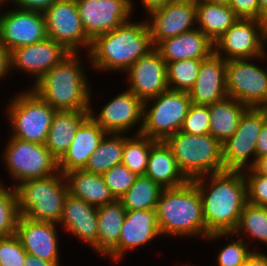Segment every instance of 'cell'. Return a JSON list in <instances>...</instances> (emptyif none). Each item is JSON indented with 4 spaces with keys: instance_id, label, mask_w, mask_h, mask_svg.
Masks as SVG:
<instances>
[{
    "instance_id": "cell-21",
    "label": "cell",
    "mask_w": 267,
    "mask_h": 266,
    "mask_svg": "<svg viewBox=\"0 0 267 266\" xmlns=\"http://www.w3.org/2000/svg\"><path fill=\"white\" fill-rule=\"evenodd\" d=\"M59 228L56 223L35 221L20 215L15 234L27 254L61 266L58 232L62 230Z\"/></svg>"
},
{
    "instance_id": "cell-44",
    "label": "cell",
    "mask_w": 267,
    "mask_h": 266,
    "mask_svg": "<svg viewBox=\"0 0 267 266\" xmlns=\"http://www.w3.org/2000/svg\"><path fill=\"white\" fill-rule=\"evenodd\" d=\"M56 0H6V8L12 6L21 10L44 12ZM9 4V5H8Z\"/></svg>"
},
{
    "instance_id": "cell-43",
    "label": "cell",
    "mask_w": 267,
    "mask_h": 266,
    "mask_svg": "<svg viewBox=\"0 0 267 266\" xmlns=\"http://www.w3.org/2000/svg\"><path fill=\"white\" fill-rule=\"evenodd\" d=\"M229 6L238 18L256 19L267 22V18L260 11L258 0H231Z\"/></svg>"
},
{
    "instance_id": "cell-40",
    "label": "cell",
    "mask_w": 267,
    "mask_h": 266,
    "mask_svg": "<svg viewBox=\"0 0 267 266\" xmlns=\"http://www.w3.org/2000/svg\"><path fill=\"white\" fill-rule=\"evenodd\" d=\"M209 128V105L191 104L180 131L190 135H203L209 134Z\"/></svg>"
},
{
    "instance_id": "cell-15",
    "label": "cell",
    "mask_w": 267,
    "mask_h": 266,
    "mask_svg": "<svg viewBox=\"0 0 267 266\" xmlns=\"http://www.w3.org/2000/svg\"><path fill=\"white\" fill-rule=\"evenodd\" d=\"M0 14V43L10 52L48 38L43 12L9 6Z\"/></svg>"
},
{
    "instance_id": "cell-39",
    "label": "cell",
    "mask_w": 267,
    "mask_h": 266,
    "mask_svg": "<svg viewBox=\"0 0 267 266\" xmlns=\"http://www.w3.org/2000/svg\"><path fill=\"white\" fill-rule=\"evenodd\" d=\"M106 185L115 199H120L134 184L137 175L125 165L119 164L102 174Z\"/></svg>"
},
{
    "instance_id": "cell-24",
    "label": "cell",
    "mask_w": 267,
    "mask_h": 266,
    "mask_svg": "<svg viewBox=\"0 0 267 266\" xmlns=\"http://www.w3.org/2000/svg\"><path fill=\"white\" fill-rule=\"evenodd\" d=\"M106 133L89 117L77 129L71 145L58 160L59 171L65 174L73 170H83Z\"/></svg>"
},
{
    "instance_id": "cell-37",
    "label": "cell",
    "mask_w": 267,
    "mask_h": 266,
    "mask_svg": "<svg viewBox=\"0 0 267 266\" xmlns=\"http://www.w3.org/2000/svg\"><path fill=\"white\" fill-rule=\"evenodd\" d=\"M202 60L204 59H183L167 63L169 89L188 92L198 77Z\"/></svg>"
},
{
    "instance_id": "cell-34",
    "label": "cell",
    "mask_w": 267,
    "mask_h": 266,
    "mask_svg": "<svg viewBox=\"0 0 267 266\" xmlns=\"http://www.w3.org/2000/svg\"><path fill=\"white\" fill-rule=\"evenodd\" d=\"M162 189L150 177L140 175L119 200L126 211L156 209Z\"/></svg>"
},
{
    "instance_id": "cell-20",
    "label": "cell",
    "mask_w": 267,
    "mask_h": 266,
    "mask_svg": "<svg viewBox=\"0 0 267 266\" xmlns=\"http://www.w3.org/2000/svg\"><path fill=\"white\" fill-rule=\"evenodd\" d=\"M154 47L162 40L197 28L196 0H175L147 15Z\"/></svg>"
},
{
    "instance_id": "cell-27",
    "label": "cell",
    "mask_w": 267,
    "mask_h": 266,
    "mask_svg": "<svg viewBox=\"0 0 267 266\" xmlns=\"http://www.w3.org/2000/svg\"><path fill=\"white\" fill-rule=\"evenodd\" d=\"M89 117V110H62L55 112L45 146L57 160L65 154L73 141L77 129Z\"/></svg>"
},
{
    "instance_id": "cell-8",
    "label": "cell",
    "mask_w": 267,
    "mask_h": 266,
    "mask_svg": "<svg viewBox=\"0 0 267 266\" xmlns=\"http://www.w3.org/2000/svg\"><path fill=\"white\" fill-rule=\"evenodd\" d=\"M5 148L0 155L7 169L12 187L37 178H44L59 172L58 160L45 144L24 141L8 136Z\"/></svg>"
},
{
    "instance_id": "cell-31",
    "label": "cell",
    "mask_w": 267,
    "mask_h": 266,
    "mask_svg": "<svg viewBox=\"0 0 267 266\" xmlns=\"http://www.w3.org/2000/svg\"><path fill=\"white\" fill-rule=\"evenodd\" d=\"M239 18L229 5L196 1V26L213 43Z\"/></svg>"
},
{
    "instance_id": "cell-33",
    "label": "cell",
    "mask_w": 267,
    "mask_h": 266,
    "mask_svg": "<svg viewBox=\"0 0 267 266\" xmlns=\"http://www.w3.org/2000/svg\"><path fill=\"white\" fill-rule=\"evenodd\" d=\"M123 149L124 133H106L83 170L95 174L107 172L122 164Z\"/></svg>"
},
{
    "instance_id": "cell-42",
    "label": "cell",
    "mask_w": 267,
    "mask_h": 266,
    "mask_svg": "<svg viewBox=\"0 0 267 266\" xmlns=\"http://www.w3.org/2000/svg\"><path fill=\"white\" fill-rule=\"evenodd\" d=\"M247 182L248 203L267 206V175L253 167L242 171Z\"/></svg>"
},
{
    "instance_id": "cell-12",
    "label": "cell",
    "mask_w": 267,
    "mask_h": 266,
    "mask_svg": "<svg viewBox=\"0 0 267 266\" xmlns=\"http://www.w3.org/2000/svg\"><path fill=\"white\" fill-rule=\"evenodd\" d=\"M266 21L239 18L214 42V53L226 61L252 59L265 55Z\"/></svg>"
},
{
    "instance_id": "cell-7",
    "label": "cell",
    "mask_w": 267,
    "mask_h": 266,
    "mask_svg": "<svg viewBox=\"0 0 267 266\" xmlns=\"http://www.w3.org/2000/svg\"><path fill=\"white\" fill-rule=\"evenodd\" d=\"M165 142L171 148L178 167L189 180L225 171L222 144L210 133L190 135L179 131Z\"/></svg>"
},
{
    "instance_id": "cell-11",
    "label": "cell",
    "mask_w": 267,
    "mask_h": 266,
    "mask_svg": "<svg viewBox=\"0 0 267 266\" xmlns=\"http://www.w3.org/2000/svg\"><path fill=\"white\" fill-rule=\"evenodd\" d=\"M267 122V108L248 107L235 133L222 144L225 170L243 171L256 163V143Z\"/></svg>"
},
{
    "instance_id": "cell-53",
    "label": "cell",
    "mask_w": 267,
    "mask_h": 266,
    "mask_svg": "<svg viewBox=\"0 0 267 266\" xmlns=\"http://www.w3.org/2000/svg\"><path fill=\"white\" fill-rule=\"evenodd\" d=\"M6 3V0H0V14H1V9H3L4 4Z\"/></svg>"
},
{
    "instance_id": "cell-48",
    "label": "cell",
    "mask_w": 267,
    "mask_h": 266,
    "mask_svg": "<svg viewBox=\"0 0 267 266\" xmlns=\"http://www.w3.org/2000/svg\"><path fill=\"white\" fill-rule=\"evenodd\" d=\"M263 251H253L243 266H267V254Z\"/></svg>"
},
{
    "instance_id": "cell-35",
    "label": "cell",
    "mask_w": 267,
    "mask_h": 266,
    "mask_svg": "<svg viewBox=\"0 0 267 266\" xmlns=\"http://www.w3.org/2000/svg\"><path fill=\"white\" fill-rule=\"evenodd\" d=\"M218 239L227 241V244L218 247L219 252H217L215 266H243L253 252L252 246L250 247L244 239L235 236L234 233H213L205 240L212 243L219 241Z\"/></svg>"
},
{
    "instance_id": "cell-36",
    "label": "cell",
    "mask_w": 267,
    "mask_h": 266,
    "mask_svg": "<svg viewBox=\"0 0 267 266\" xmlns=\"http://www.w3.org/2000/svg\"><path fill=\"white\" fill-rule=\"evenodd\" d=\"M156 142L142 134L131 136L124 133L122 164L137 176L145 175L151 147Z\"/></svg>"
},
{
    "instance_id": "cell-14",
    "label": "cell",
    "mask_w": 267,
    "mask_h": 266,
    "mask_svg": "<svg viewBox=\"0 0 267 266\" xmlns=\"http://www.w3.org/2000/svg\"><path fill=\"white\" fill-rule=\"evenodd\" d=\"M115 94L96 112L90 102L89 116L107 133L140 134L143 126V102L128 88ZM139 126V127H138ZM136 130V131H134Z\"/></svg>"
},
{
    "instance_id": "cell-32",
    "label": "cell",
    "mask_w": 267,
    "mask_h": 266,
    "mask_svg": "<svg viewBox=\"0 0 267 266\" xmlns=\"http://www.w3.org/2000/svg\"><path fill=\"white\" fill-rule=\"evenodd\" d=\"M233 233L245 241L248 240L246 242L249 246L254 244L253 251H261L258 243L267 246V206L247 203Z\"/></svg>"
},
{
    "instance_id": "cell-54",
    "label": "cell",
    "mask_w": 267,
    "mask_h": 266,
    "mask_svg": "<svg viewBox=\"0 0 267 266\" xmlns=\"http://www.w3.org/2000/svg\"><path fill=\"white\" fill-rule=\"evenodd\" d=\"M189 264V265H188ZM192 266H194L193 264H191ZM190 263H186L183 266H191Z\"/></svg>"
},
{
    "instance_id": "cell-55",
    "label": "cell",
    "mask_w": 267,
    "mask_h": 266,
    "mask_svg": "<svg viewBox=\"0 0 267 266\" xmlns=\"http://www.w3.org/2000/svg\"><path fill=\"white\" fill-rule=\"evenodd\" d=\"M265 56H266V59H267V46H266Z\"/></svg>"
},
{
    "instance_id": "cell-6",
    "label": "cell",
    "mask_w": 267,
    "mask_h": 266,
    "mask_svg": "<svg viewBox=\"0 0 267 266\" xmlns=\"http://www.w3.org/2000/svg\"><path fill=\"white\" fill-rule=\"evenodd\" d=\"M21 91V92H20ZM16 91L8 99L5 114L11 137L45 144L56 110L42 100L32 89Z\"/></svg>"
},
{
    "instance_id": "cell-38",
    "label": "cell",
    "mask_w": 267,
    "mask_h": 266,
    "mask_svg": "<svg viewBox=\"0 0 267 266\" xmlns=\"http://www.w3.org/2000/svg\"><path fill=\"white\" fill-rule=\"evenodd\" d=\"M1 180L2 178L0 179V237H7L16 233L20 214L15 188Z\"/></svg>"
},
{
    "instance_id": "cell-51",
    "label": "cell",
    "mask_w": 267,
    "mask_h": 266,
    "mask_svg": "<svg viewBox=\"0 0 267 266\" xmlns=\"http://www.w3.org/2000/svg\"><path fill=\"white\" fill-rule=\"evenodd\" d=\"M261 13L267 18V0H258Z\"/></svg>"
},
{
    "instance_id": "cell-29",
    "label": "cell",
    "mask_w": 267,
    "mask_h": 266,
    "mask_svg": "<svg viewBox=\"0 0 267 266\" xmlns=\"http://www.w3.org/2000/svg\"><path fill=\"white\" fill-rule=\"evenodd\" d=\"M68 193L96 207L115 200L102 174L73 170L64 174Z\"/></svg>"
},
{
    "instance_id": "cell-10",
    "label": "cell",
    "mask_w": 267,
    "mask_h": 266,
    "mask_svg": "<svg viewBox=\"0 0 267 266\" xmlns=\"http://www.w3.org/2000/svg\"><path fill=\"white\" fill-rule=\"evenodd\" d=\"M226 90L247 107L267 108L266 56L226 61Z\"/></svg>"
},
{
    "instance_id": "cell-45",
    "label": "cell",
    "mask_w": 267,
    "mask_h": 266,
    "mask_svg": "<svg viewBox=\"0 0 267 266\" xmlns=\"http://www.w3.org/2000/svg\"><path fill=\"white\" fill-rule=\"evenodd\" d=\"M11 73V52L0 43V81L12 76Z\"/></svg>"
},
{
    "instance_id": "cell-9",
    "label": "cell",
    "mask_w": 267,
    "mask_h": 266,
    "mask_svg": "<svg viewBox=\"0 0 267 266\" xmlns=\"http://www.w3.org/2000/svg\"><path fill=\"white\" fill-rule=\"evenodd\" d=\"M191 104L188 92L172 89L145 101L140 134L157 141H165L181 130Z\"/></svg>"
},
{
    "instance_id": "cell-5",
    "label": "cell",
    "mask_w": 267,
    "mask_h": 266,
    "mask_svg": "<svg viewBox=\"0 0 267 266\" xmlns=\"http://www.w3.org/2000/svg\"><path fill=\"white\" fill-rule=\"evenodd\" d=\"M18 210L31 220L59 224L68 186L60 171L44 178L26 180L15 187Z\"/></svg>"
},
{
    "instance_id": "cell-19",
    "label": "cell",
    "mask_w": 267,
    "mask_h": 266,
    "mask_svg": "<svg viewBox=\"0 0 267 266\" xmlns=\"http://www.w3.org/2000/svg\"><path fill=\"white\" fill-rule=\"evenodd\" d=\"M127 88L143 103L168 90L167 63L154 48L124 73Z\"/></svg>"
},
{
    "instance_id": "cell-4",
    "label": "cell",
    "mask_w": 267,
    "mask_h": 266,
    "mask_svg": "<svg viewBox=\"0 0 267 266\" xmlns=\"http://www.w3.org/2000/svg\"><path fill=\"white\" fill-rule=\"evenodd\" d=\"M156 212L164 238H207L202 199L192 180L179 187L163 188Z\"/></svg>"
},
{
    "instance_id": "cell-22",
    "label": "cell",
    "mask_w": 267,
    "mask_h": 266,
    "mask_svg": "<svg viewBox=\"0 0 267 266\" xmlns=\"http://www.w3.org/2000/svg\"><path fill=\"white\" fill-rule=\"evenodd\" d=\"M97 208L68 193L58 225L92 249L98 243Z\"/></svg>"
},
{
    "instance_id": "cell-49",
    "label": "cell",
    "mask_w": 267,
    "mask_h": 266,
    "mask_svg": "<svg viewBox=\"0 0 267 266\" xmlns=\"http://www.w3.org/2000/svg\"><path fill=\"white\" fill-rule=\"evenodd\" d=\"M24 266H58L56 263L49 262L39 257L27 254Z\"/></svg>"
},
{
    "instance_id": "cell-13",
    "label": "cell",
    "mask_w": 267,
    "mask_h": 266,
    "mask_svg": "<svg viewBox=\"0 0 267 266\" xmlns=\"http://www.w3.org/2000/svg\"><path fill=\"white\" fill-rule=\"evenodd\" d=\"M43 14L48 38L71 53H81L82 49L88 54L92 40L82 27L76 0H56Z\"/></svg>"
},
{
    "instance_id": "cell-2",
    "label": "cell",
    "mask_w": 267,
    "mask_h": 266,
    "mask_svg": "<svg viewBox=\"0 0 267 266\" xmlns=\"http://www.w3.org/2000/svg\"><path fill=\"white\" fill-rule=\"evenodd\" d=\"M132 19L92 40L89 68L98 74L119 72L124 75L140 57L154 49L146 18Z\"/></svg>"
},
{
    "instance_id": "cell-18",
    "label": "cell",
    "mask_w": 267,
    "mask_h": 266,
    "mask_svg": "<svg viewBox=\"0 0 267 266\" xmlns=\"http://www.w3.org/2000/svg\"><path fill=\"white\" fill-rule=\"evenodd\" d=\"M69 52L62 44L47 38L41 42L16 48L11 51V71L25 72L33 85L55 65L61 63ZM31 76V77H30Z\"/></svg>"
},
{
    "instance_id": "cell-52",
    "label": "cell",
    "mask_w": 267,
    "mask_h": 266,
    "mask_svg": "<svg viewBox=\"0 0 267 266\" xmlns=\"http://www.w3.org/2000/svg\"><path fill=\"white\" fill-rule=\"evenodd\" d=\"M196 1H204L210 4L229 5L231 0H196Z\"/></svg>"
},
{
    "instance_id": "cell-3",
    "label": "cell",
    "mask_w": 267,
    "mask_h": 266,
    "mask_svg": "<svg viewBox=\"0 0 267 266\" xmlns=\"http://www.w3.org/2000/svg\"><path fill=\"white\" fill-rule=\"evenodd\" d=\"M71 53L61 63L55 65L39 80L28 88L32 89L42 100L56 111L90 110L93 88L88 79L84 64L90 65L88 54ZM86 59L83 60V58Z\"/></svg>"
},
{
    "instance_id": "cell-23",
    "label": "cell",
    "mask_w": 267,
    "mask_h": 266,
    "mask_svg": "<svg viewBox=\"0 0 267 266\" xmlns=\"http://www.w3.org/2000/svg\"><path fill=\"white\" fill-rule=\"evenodd\" d=\"M188 93L195 105H210L228 97L226 60L215 53L202 60L198 77Z\"/></svg>"
},
{
    "instance_id": "cell-25",
    "label": "cell",
    "mask_w": 267,
    "mask_h": 266,
    "mask_svg": "<svg viewBox=\"0 0 267 266\" xmlns=\"http://www.w3.org/2000/svg\"><path fill=\"white\" fill-rule=\"evenodd\" d=\"M166 63L187 59H207L214 43L198 28L160 41L154 47Z\"/></svg>"
},
{
    "instance_id": "cell-26",
    "label": "cell",
    "mask_w": 267,
    "mask_h": 266,
    "mask_svg": "<svg viewBox=\"0 0 267 266\" xmlns=\"http://www.w3.org/2000/svg\"><path fill=\"white\" fill-rule=\"evenodd\" d=\"M145 175L162 188L179 187L189 181L178 167L173 152L165 141H157L151 147Z\"/></svg>"
},
{
    "instance_id": "cell-41",
    "label": "cell",
    "mask_w": 267,
    "mask_h": 266,
    "mask_svg": "<svg viewBox=\"0 0 267 266\" xmlns=\"http://www.w3.org/2000/svg\"><path fill=\"white\" fill-rule=\"evenodd\" d=\"M26 255L16 234L0 237V266H24Z\"/></svg>"
},
{
    "instance_id": "cell-50",
    "label": "cell",
    "mask_w": 267,
    "mask_h": 266,
    "mask_svg": "<svg viewBox=\"0 0 267 266\" xmlns=\"http://www.w3.org/2000/svg\"><path fill=\"white\" fill-rule=\"evenodd\" d=\"M253 168L260 174L267 175V155L260 157Z\"/></svg>"
},
{
    "instance_id": "cell-47",
    "label": "cell",
    "mask_w": 267,
    "mask_h": 266,
    "mask_svg": "<svg viewBox=\"0 0 267 266\" xmlns=\"http://www.w3.org/2000/svg\"><path fill=\"white\" fill-rule=\"evenodd\" d=\"M175 0H139L141 2L140 4L143 6V9L145 10V15H149L154 10L161 9L168 5L170 2H173Z\"/></svg>"
},
{
    "instance_id": "cell-30",
    "label": "cell",
    "mask_w": 267,
    "mask_h": 266,
    "mask_svg": "<svg viewBox=\"0 0 267 266\" xmlns=\"http://www.w3.org/2000/svg\"><path fill=\"white\" fill-rule=\"evenodd\" d=\"M247 108L231 97L210 104L209 133L223 144L235 133L240 118Z\"/></svg>"
},
{
    "instance_id": "cell-16",
    "label": "cell",
    "mask_w": 267,
    "mask_h": 266,
    "mask_svg": "<svg viewBox=\"0 0 267 266\" xmlns=\"http://www.w3.org/2000/svg\"><path fill=\"white\" fill-rule=\"evenodd\" d=\"M82 27L93 40L119 27L133 17V0H76Z\"/></svg>"
},
{
    "instance_id": "cell-28",
    "label": "cell",
    "mask_w": 267,
    "mask_h": 266,
    "mask_svg": "<svg viewBox=\"0 0 267 266\" xmlns=\"http://www.w3.org/2000/svg\"><path fill=\"white\" fill-rule=\"evenodd\" d=\"M126 210L119 199L97 208L98 243L92 248L104 258L118 243Z\"/></svg>"
},
{
    "instance_id": "cell-1",
    "label": "cell",
    "mask_w": 267,
    "mask_h": 266,
    "mask_svg": "<svg viewBox=\"0 0 267 266\" xmlns=\"http://www.w3.org/2000/svg\"><path fill=\"white\" fill-rule=\"evenodd\" d=\"M202 199L207 236L233 233L248 203L247 182L242 171L225 170L192 180Z\"/></svg>"
},
{
    "instance_id": "cell-46",
    "label": "cell",
    "mask_w": 267,
    "mask_h": 266,
    "mask_svg": "<svg viewBox=\"0 0 267 266\" xmlns=\"http://www.w3.org/2000/svg\"><path fill=\"white\" fill-rule=\"evenodd\" d=\"M267 155V122L258 136L256 143V161L263 156Z\"/></svg>"
},
{
    "instance_id": "cell-17",
    "label": "cell",
    "mask_w": 267,
    "mask_h": 266,
    "mask_svg": "<svg viewBox=\"0 0 267 266\" xmlns=\"http://www.w3.org/2000/svg\"><path fill=\"white\" fill-rule=\"evenodd\" d=\"M162 237L156 209L126 211L119 241L104 258L117 264L122 262L127 253L142 246L146 247L149 242L151 244L155 239Z\"/></svg>"
}]
</instances>
